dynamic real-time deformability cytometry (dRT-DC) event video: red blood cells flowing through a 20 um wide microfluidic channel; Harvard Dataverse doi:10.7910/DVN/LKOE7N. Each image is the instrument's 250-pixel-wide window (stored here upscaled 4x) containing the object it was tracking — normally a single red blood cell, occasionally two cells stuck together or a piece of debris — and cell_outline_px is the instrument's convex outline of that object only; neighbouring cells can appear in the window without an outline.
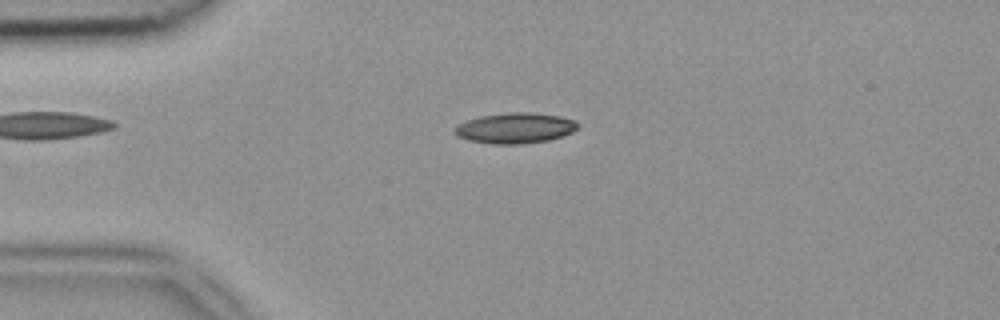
{"species": "common noctule bat (a hibernating species)", "species_latin": "Nyctalus noctula", "temperature_condition": "room temperature", "stored_images_in_passage": 3, "camera_frame_rate_fps": 3000, "um_per_image_px": 0.085, "animal": {"sex": "female", "body_mass_g": 18.4}, "frame": {"image": 1, "passage_image": 3, "time_ms": 0.667, "image_size_px": [1000, 320], "cell_outline_px": [[580, 128], [572, 132], [548, 140], [520, 144], [492, 144], [468, 140], [456, 136], [456, 128], [460, 124], [468, 120], [480, 116], [508, 112], [532, 112], [560, 116], [576, 120], [580, 124]], "centroid_in_image_um": [43.84, 10.88], "position_along_channel_um": 41.2, "area_um2": 21.91}}